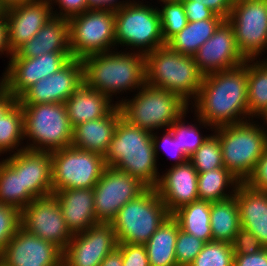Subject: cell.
<instances>
[{"instance_id": "cell-1", "label": "cell", "mask_w": 267, "mask_h": 266, "mask_svg": "<svg viewBox=\"0 0 267 266\" xmlns=\"http://www.w3.org/2000/svg\"><path fill=\"white\" fill-rule=\"evenodd\" d=\"M247 60L241 66L204 75L191 112L213 128L238 124L249 118ZM193 108V109H192Z\"/></svg>"}, {"instance_id": "cell-2", "label": "cell", "mask_w": 267, "mask_h": 266, "mask_svg": "<svg viewBox=\"0 0 267 266\" xmlns=\"http://www.w3.org/2000/svg\"><path fill=\"white\" fill-rule=\"evenodd\" d=\"M81 60L83 83L112 101L113 97L118 100V94L135 93L145 84V55L140 52L113 50L91 54Z\"/></svg>"}, {"instance_id": "cell-3", "label": "cell", "mask_w": 267, "mask_h": 266, "mask_svg": "<svg viewBox=\"0 0 267 266\" xmlns=\"http://www.w3.org/2000/svg\"><path fill=\"white\" fill-rule=\"evenodd\" d=\"M104 161L106 166L138 178L148 188H155L159 182L161 174L158 172L159 160L155 156L152 133L133 126L122 117L116 125Z\"/></svg>"}, {"instance_id": "cell-4", "label": "cell", "mask_w": 267, "mask_h": 266, "mask_svg": "<svg viewBox=\"0 0 267 266\" xmlns=\"http://www.w3.org/2000/svg\"><path fill=\"white\" fill-rule=\"evenodd\" d=\"M203 79L193 56L166 44L145 54V83L175 93L188 105L200 92Z\"/></svg>"}, {"instance_id": "cell-5", "label": "cell", "mask_w": 267, "mask_h": 266, "mask_svg": "<svg viewBox=\"0 0 267 266\" xmlns=\"http://www.w3.org/2000/svg\"><path fill=\"white\" fill-rule=\"evenodd\" d=\"M133 95L132 98L116 101L122 118L151 133L158 129H169L189 110V105L175 93L146 83Z\"/></svg>"}, {"instance_id": "cell-6", "label": "cell", "mask_w": 267, "mask_h": 266, "mask_svg": "<svg viewBox=\"0 0 267 266\" xmlns=\"http://www.w3.org/2000/svg\"><path fill=\"white\" fill-rule=\"evenodd\" d=\"M222 148L224 167L241 183L253 173L267 147V132L258 120L214 128Z\"/></svg>"}, {"instance_id": "cell-7", "label": "cell", "mask_w": 267, "mask_h": 266, "mask_svg": "<svg viewBox=\"0 0 267 266\" xmlns=\"http://www.w3.org/2000/svg\"><path fill=\"white\" fill-rule=\"evenodd\" d=\"M150 4L131 0L115 10L116 50L121 45L145 55L165 45L157 6Z\"/></svg>"}, {"instance_id": "cell-8", "label": "cell", "mask_w": 267, "mask_h": 266, "mask_svg": "<svg viewBox=\"0 0 267 266\" xmlns=\"http://www.w3.org/2000/svg\"><path fill=\"white\" fill-rule=\"evenodd\" d=\"M21 107L26 149L52 152L72 145L73 127L65 103Z\"/></svg>"}, {"instance_id": "cell-9", "label": "cell", "mask_w": 267, "mask_h": 266, "mask_svg": "<svg viewBox=\"0 0 267 266\" xmlns=\"http://www.w3.org/2000/svg\"><path fill=\"white\" fill-rule=\"evenodd\" d=\"M171 214L155 188L127 202L111 222L118 243L144 245Z\"/></svg>"}, {"instance_id": "cell-10", "label": "cell", "mask_w": 267, "mask_h": 266, "mask_svg": "<svg viewBox=\"0 0 267 266\" xmlns=\"http://www.w3.org/2000/svg\"><path fill=\"white\" fill-rule=\"evenodd\" d=\"M68 21L73 58L116 50L115 10L88 9Z\"/></svg>"}, {"instance_id": "cell-11", "label": "cell", "mask_w": 267, "mask_h": 266, "mask_svg": "<svg viewBox=\"0 0 267 266\" xmlns=\"http://www.w3.org/2000/svg\"><path fill=\"white\" fill-rule=\"evenodd\" d=\"M52 189L93 188L106 167L104 157L69 146L51 152Z\"/></svg>"}, {"instance_id": "cell-12", "label": "cell", "mask_w": 267, "mask_h": 266, "mask_svg": "<svg viewBox=\"0 0 267 266\" xmlns=\"http://www.w3.org/2000/svg\"><path fill=\"white\" fill-rule=\"evenodd\" d=\"M227 21L247 60L260 59L267 52V0H234Z\"/></svg>"}, {"instance_id": "cell-13", "label": "cell", "mask_w": 267, "mask_h": 266, "mask_svg": "<svg viewBox=\"0 0 267 266\" xmlns=\"http://www.w3.org/2000/svg\"><path fill=\"white\" fill-rule=\"evenodd\" d=\"M147 188L138 178L106 166L93 187L94 211L98 223H111L121 207L136 199Z\"/></svg>"}, {"instance_id": "cell-14", "label": "cell", "mask_w": 267, "mask_h": 266, "mask_svg": "<svg viewBox=\"0 0 267 266\" xmlns=\"http://www.w3.org/2000/svg\"><path fill=\"white\" fill-rule=\"evenodd\" d=\"M21 227L43 240L54 243L62 251L73 236L53 194L36 198L21 210Z\"/></svg>"}, {"instance_id": "cell-15", "label": "cell", "mask_w": 267, "mask_h": 266, "mask_svg": "<svg viewBox=\"0 0 267 266\" xmlns=\"http://www.w3.org/2000/svg\"><path fill=\"white\" fill-rule=\"evenodd\" d=\"M72 58L71 52H50L34 58H10L0 83L18 99L29 87L58 72Z\"/></svg>"}, {"instance_id": "cell-16", "label": "cell", "mask_w": 267, "mask_h": 266, "mask_svg": "<svg viewBox=\"0 0 267 266\" xmlns=\"http://www.w3.org/2000/svg\"><path fill=\"white\" fill-rule=\"evenodd\" d=\"M118 247L111 223H98L74 234L63 250L62 266H99Z\"/></svg>"}, {"instance_id": "cell-17", "label": "cell", "mask_w": 267, "mask_h": 266, "mask_svg": "<svg viewBox=\"0 0 267 266\" xmlns=\"http://www.w3.org/2000/svg\"><path fill=\"white\" fill-rule=\"evenodd\" d=\"M63 251L54 243L43 240L22 227L0 254L6 266H62Z\"/></svg>"}, {"instance_id": "cell-18", "label": "cell", "mask_w": 267, "mask_h": 266, "mask_svg": "<svg viewBox=\"0 0 267 266\" xmlns=\"http://www.w3.org/2000/svg\"><path fill=\"white\" fill-rule=\"evenodd\" d=\"M82 83V60L72 58L58 72L39 80L29 87L18 98V102L21 105L65 103Z\"/></svg>"}, {"instance_id": "cell-19", "label": "cell", "mask_w": 267, "mask_h": 266, "mask_svg": "<svg viewBox=\"0 0 267 266\" xmlns=\"http://www.w3.org/2000/svg\"><path fill=\"white\" fill-rule=\"evenodd\" d=\"M204 74L233 69L247 60L237 47L233 26L224 20L193 56Z\"/></svg>"}, {"instance_id": "cell-20", "label": "cell", "mask_w": 267, "mask_h": 266, "mask_svg": "<svg viewBox=\"0 0 267 266\" xmlns=\"http://www.w3.org/2000/svg\"><path fill=\"white\" fill-rule=\"evenodd\" d=\"M164 171L155 189L171 215L180 207L199 200L198 172L189 160Z\"/></svg>"}, {"instance_id": "cell-21", "label": "cell", "mask_w": 267, "mask_h": 266, "mask_svg": "<svg viewBox=\"0 0 267 266\" xmlns=\"http://www.w3.org/2000/svg\"><path fill=\"white\" fill-rule=\"evenodd\" d=\"M8 27V43L14 52L29 41L53 17L50 0L30 2L4 11Z\"/></svg>"}, {"instance_id": "cell-22", "label": "cell", "mask_w": 267, "mask_h": 266, "mask_svg": "<svg viewBox=\"0 0 267 266\" xmlns=\"http://www.w3.org/2000/svg\"><path fill=\"white\" fill-rule=\"evenodd\" d=\"M72 235L79 234L98 224L94 211L93 188L64 189L53 192Z\"/></svg>"}, {"instance_id": "cell-23", "label": "cell", "mask_w": 267, "mask_h": 266, "mask_svg": "<svg viewBox=\"0 0 267 266\" xmlns=\"http://www.w3.org/2000/svg\"><path fill=\"white\" fill-rule=\"evenodd\" d=\"M50 52H71L68 19L50 18L34 37L13 52L11 58H34Z\"/></svg>"}, {"instance_id": "cell-24", "label": "cell", "mask_w": 267, "mask_h": 266, "mask_svg": "<svg viewBox=\"0 0 267 266\" xmlns=\"http://www.w3.org/2000/svg\"><path fill=\"white\" fill-rule=\"evenodd\" d=\"M121 117L116 105L106 116L74 126L72 146L104 157Z\"/></svg>"}, {"instance_id": "cell-25", "label": "cell", "mask_w": 267, "mask_h": 266, "mask_svg": "<svg viewBox=\"0 0 267 266\" xmlns=\"http://www.w3.org/2000/svg\"><path fill=\"white\" fill-rule=\"evenodd\" d=\"M241 228L254 234L267 248V192L240 183L235 191Z\"/></svg>"}, {"instance_id": "cell-26", "label": "cell", "mask_w": 267, "mask_h": 266, "mask_svg": "<svg viewBox=\"0 0 267 266\" xmlns=\"http://www.w3.org/2000/svg\"><path fill=\"white\" fill-rule=\"evenodd\" d=\"M21 181L34 199L53 194L51 152L21 150Z\"/></svg>"}, {"instance_id": "cell-27", "label": "cell", "mask_w": 267, "mask_h": 266, "mask_svg": "<svg viewBox=\"0 0 267 266\" xmlns=\"http://www.w3.org/2000/svg\"><path fill=\"white\" fill-rule=\"evenodd\" d=\"M115 102V103H113ZM107 95L82 83L65 101L72 127L106 116L115 106Z\"/></svg>"}, {"instance_id": "cell-28", "label": "cell", "mask_w": 267, "mask_h": 266, "mask_svg": "<svg viewBox=\"0 0 267 266\" xmlns=\"http://www.w3.org/2000/svg\"><path fill=\"white\" fill-rule=\"evenodd\" d=\"M5 158H0V203L21 211L34 200L26 189H22L21 150Z\"/></svg>"}, {"instance_id": "cell-29", "label": "cell", "mask_w": 267, "mask_h": 266, "mask_svg": "<svg viewBox=\"0 0 267 266\" xmlns=\"http://www.w3.org/2000/svg\"><path fill=\"white\" fill-rule=\"evenodd\" d=\"M179 229L178 221L170 215L144 244L150 266H177L175 247Z\"/></svg>"}, {"instance_id": "cell-30", "label": "cell", "mask_w": 267, "mask_h": 266, "mask_svg": "<svg viewBox=\"0 0 267 266\" xmlns=\"http://www.w3.org/2000/svg\"><path fill=\"white\" fill-rule=\"evenodd\" d=\"M224 20L221 16L215 15L211 19L188 21V24L166 45L182 55L194 56Z\"/></svg>"}, {"instance_id": "cell-31", "label": "cell", "mask_w": 267, "mask_h": 266, "mask_svg": "<svg viewBox=\"0 0 267 266\" xmlns=\"http://www.w3.org/2000/svg\"><path fill=\"white\" fill-rule=\"evenodd\" d=\"M210 225L212 240L232 243L241 228L236 197L211 202Z\"/></svg>"}, {"instance_id": "cell-32", "label": "cell", "mask_w": 267, "mask_h": 266, "mask_svg": "<svg viewBox=\"0 0 267 266\" xmlns=\"http://www.w3.org/2000/svg\"><path fill=\"white\" fill-rule=\"evenodd\" d=\"M211 202L197 200L176 210L172 216L180 229L206 242L212 241L210 225Z\"/></svg>"}, {"instance_id": "cell-33", "label": "cell", "mask_w": 267, "mask_h": 266, "mask_svg": "<svg viewBox=\"0 0 267 266\" xmlns=\"http://www.w3.org/2000/svg\"><path fill=\"white\" fill-rule=\"evenodd\" d=\"M240 183L225 167L198 173V198L210 202L228 199L235 195L236 188Z\"/></svg>"}, {"instance_id": "cell-34", "label": "cell", "mask_w": 267, "mask_h": 266, "mask_svg": "<svg viewBox=\"0 0 267 266\" xmlns=\"http://www.w3.org/2000/svg\"><path fill=\"white\" fill-rule=\"evenodd\" d=\"M247 69L249 118L255 119L267 108V58L248 59Z\"/></svg>"}, {"instance_id": "cell-35", "label": "cell", "mask_w": 267, "mask_h": 266, "mask_svg": "<svg viewBox=\"0 0 267 266\" xmlns=\"http://www.w3.org/2000/svg\"><path fill=\"white\" fill-rule=\"evenodd\" d=\"M24 124L23 112L19 102H17L1 119H0V156L2 154H15L26 148L23 145ZM19 147V148H18ZM16 150V151H15Z\"/></svg>"}, {"instance_id": "cell-36", "label": "cell", "mask_w": 267, "mask_h": 266, "mask_svg": "<svg viewBox=\"0 0 267 266\" xmlns=\"http://www.w3.org/2000/svg\"><path fill=\"white\" fill-rule=\"evenodd\" d=\"M189 111L184 112L171 126L170 130L173 133V136L177 139V142L182 149V151L190 157L205 141L211 134L203 135L201 128H207L209 131H214V128L208 125L203 119L195 115V122L197 124H192V122H186V115ZM184 120V121H183ZM203 126V127H202Z\"/></svg>"}, {"instance_id": "cell-37", "label": "cell", "mask_w": 267, "mask_h": 266, "mask_svg": "<svg viewBox=\"0 0 267 266\" xmlns=\"http://www.w3.org/2000/svg\"><path fill=\"white\" fill-rule=\"evenodd\" d=\"M158 3L159 6L163 5L157 9L160 15L163 40L166 44L188 24V19L181 0H162Z\"/></svg>"}, {"instance_id": "cell-38", "label": "cell", "mask_w": 267, "mask_h": 266, "mask_svg": "<svg viewBox=\"0 0 267 266\" xmlns=\"http://www.w3.org/2000/svg\"><path fill=\"white\" fill-rule=\"evenodd\" d=\"M189 161L198 173L224 167L222 148L218 136L212 132L206 141L189 157Z\"/></svg>"}, {"instance_id": "cell-39", "label": "cell", "mask_w": 267, "mask_h": 266, "mask_svg": "<svg viewBox=\"0 0 267 266\" xmlns=\"http://www.w3.org/2000/svg\"><path fill=\"white\" fill-rule=\"evenodd\" d=\"M232 244L221 241L206 242L189 266H233Z\"/></svg>"}, {"instance_id": "cell-40", "label": "cell", "mask_w": 267, "mask_h": 266, "mask_svg": "<svg viewBox=\"0 0 267 266\" xmlns=\"http://www.w3.org/2000/svg\"><path fill=\"white\" fill-rule=\"evenodd\" d=\"M204 244V241L179 229L175 247L176 265L189 266Z\"/></svg>"}, {"instance_id": "cell-41", "label": "cell", "mask_w": 267, "mask_h": 266, "mask_svg": "<svg viewBox=\"0 0 267 266\" xmlns=\"http://www.w3.org/2000/svg\"><path fill=\"white\" fill-rule=\"evenodd\" d=\"M162 131V136H158V131L152 133L156 159L159 158V152L163 149L165 153L168 154L167 156H170V159L172 158V160L175 161L173 164L171 163L172 166L180 165L188 161L189 157L180 148L172 131L170 129H163Z\"/></svg>"}, {"instance_id": "cell-42", "label": "cell", "mask_w": 267, "mask_h": 266, "mask_svg": "<svg viewBox=\"0 0 267 266\" xmlns=\"http://www.w3.org/2000/svg\"><path fill=\"white\" fill-rule=\"evenodd\" d=\"M21 227V211L11 205L0 203V254Z\"/></svg>"}, {"instance_id": "cell-43", "label": "cell", "mask_w": 267, "mask_h": 266, "mask_svg": "<svg viewBox=\"0 0 267 266\" xmlns=\"http://www.w3.org/2000/svg\"><path fill=\"white\" fill-rule=\"evenodd\" d=\"M231 244L235 255L254 254L264 248L254 234L243 228H240L235 234Z\"/></svg>"}, {"instance_id": "cell-44", "label": "cell", "mask_w": 267, "mask_h": 266, "mask_svg": "<svg viewBox=\"0 0 267 266\" xmlns=\"http://www.w3.org/2000/svg\"><path fill=\"white\" fill-rule=\"evenodd\" d=\"M122 254L123 266H150L144 245L118 243Z\"/></svg>"}, {"instance_id": "cell-45", "label": "cell", "mask_w": 267, "mask_h": 266, "mask_svg": "<svg viewBox=\"0 0 267 266\" xmlns=\"http://www.w3.org/2000/svg\"><path fill=\"white\" fill-rule=\"evenodd\" d=\"M50 2L52 5L53 16L66 18L68 20L71 17L79 15L85 10H88L87 0H50ZM54 5H57L60 10L57 8L54 10Z\"/></svg>"}, {"instance_id": "cell-46", "label": "cell", "mask_w": 267, "mask_h": 266, "mask_svg": "<svg viewBox=\"0 0 267 266\" xmlns=\"http://www.w3.org/2000/svg\"><path fill=\"white\" fill-rule=\"evenodd\" d=\"M244 183L253 190L267 192V147L257 161L253 173Z\"/></svg>"}, {"instance_id": "cell-47", "label": "cell", "mask_w": 267, "mask_h": 266, "mask_svg": "<svg viewBox=\"0 0 267 266\" xmlns=\"http://www.w3.org/2000/svg\"><path fill=\"white\" fill-rule=\"evenodd\" d=\"M188 21L196 22L205 19H211L216 14L207 8L206 5L202 3V0H181Z\"/></svg>"}, {"instance_id": "cell-48", "label": "cell", "mask_w": 267, "mask_h": 266, "mask_svg": "<svg viewBox=\"0 0 267 266\" xmlns=\"http://www.w3.org/2000/svg\"><path fill=\"white\" fill-rule=\"evenodd\" d=\"M233 266H267V248L254 254L234 255Z\"/></svg>"}, {"instance_id": "cell-49", "label": "cell", "mask_w": 267, "mask_h": 266, "mask_svg": "<svg viewBox=\"0 0 267 266\" xmlns=\"http://www.w3.org/2000/svg\"><path fill=\"white\" fill-rule=\"evenodd\" d=\"M233 1L234 0H202V3L216 15L227 20L233 6Z\"/></svg>"}, {"instance_id": "cell-50", "label": "cell", "mask_w": 267, "mask_h": 266, "mask_svg": "<svg viewBox=\"0 0 267 266\" xmlns=\"http://www.w3.org/2000/svg\"><path fill=\"white\" fill-rule=\"evenodd\" d=\"M4 53L7 55V58L9 57L10 61L13 52L8 43L7 21L5 19L4 14H2L0 15V56L4 55Z\"/></svg>"}, {"instance_id": "cell-51", "label": "cell", "mask_w": 267, "mask_h": 266, "mask_svg": "<svg viewBox=\"0 0 267 266\" xmlns=\"http://www.w3.org/2000/svg\"><path fill=\"white\" fill-rule=\"evenodd\" d=\"M18 102V99L0 83V119Z\"/></svg>"}, {"instance_id": "cell-52", "label": "cell", "mask_w": 267, "mask_h": 266, "mask_svg": "<svg viewBox=\"0 0 267 266\" xmlns=\"http://www.w3.org/2000/svg\"><path fill=\"white\" fill-rule=\"evenodd\" d=\"M88 9H112L116 10L117 8L125 5L131 0H87Z\"/></svg>"}, {"instance_id": "cell-53", "label": "cell", "mask_w": 267, "mask_h": 266, "mask_svg": "<svg viewBox=\"0 0 267 266\" xmlns=\"http://www.w3.org/2000/svg\"><path fill=\"white\" fill-rule=\"evenodd\" d=\"M99 266H123L122 254L116 249L107 255Z\"/></svg>"}, {"instance_id": "cell-54", "label": "cell", "mask_w": 267, "mask_h": 266, "mask_svg": "<svg viewBox=\"0 0 267 266\" xmlns=\"http://www.w3.org/2000/svg\"><path fill=\"white\" fill-rule=\"evenodd\" d=\"M40 0H0V5L4 10L12 8L14 6L30 3V2H36Z\"/></svg>"}, {"instance_id": "cell-55", "label": "cell", "mask_w": 267, "mask_h": 266, "mask_svg": "<svg viewBox=\"0 0 267 266\" xmlns=\"http://www.w3.org/2000/svg\"><path fill=\"white\" fill-rule=\"evenodd\" d=\"M256 118H258L257 120H259L260 119V122L262 123V127L266 130V132H267V108L263 111V112H261ZM263 122H262V121Z\"/></svg>"}, {"instance_id": "cell-56", "label": "cell", "mask_w": 267, "mask_h": 266, "mask_svg": "<svg viewBox=\"0 0 267 266\" xmlns=\"http://www.w3.org/2000/svg\"><path fill=\"white\" fill-rule=\"evenodd\" d=\"M4 9L2 8V6L0 5V15L4 14Z\"/></svg>"}, {"instance_id": "cell-57", "label": "cell", "mask_w": 267, "mask_h": 266, "mask_svg": "<svg viewBox=\"0 0 267 266\" xmlns=\"http://www.w3.org/2000/svg\"><path fill=\"white\" fill-rule=\"evenodd\" d=\"M0 266H6L3 262L0 261Z\"/></svg>"}]
</instances>
